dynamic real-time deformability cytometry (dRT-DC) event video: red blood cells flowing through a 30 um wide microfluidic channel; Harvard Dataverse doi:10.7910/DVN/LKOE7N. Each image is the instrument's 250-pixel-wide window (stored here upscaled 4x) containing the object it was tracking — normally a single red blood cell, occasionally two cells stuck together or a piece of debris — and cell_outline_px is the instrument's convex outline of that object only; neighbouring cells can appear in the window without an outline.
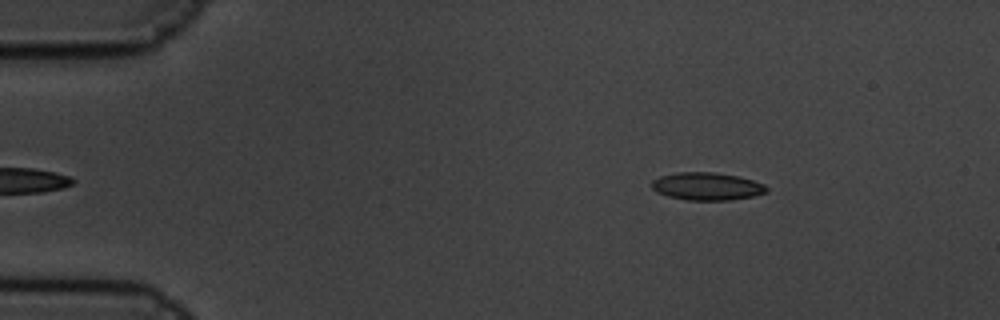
{"species": "common noctule bat (a hibernating species)", "species_latin": "Nyctalus noctula", "temperature_condition": "cold", "stored_images_in_passage": 55, "camera_frame_rate_fps": 3000, "um_per_image_px": 0.085, "animal": {"sex": "male", "body_mass_g": 19.5, "forearm_length_mm": 54.6}, "frame": {"image": 1, "passage_image": 4, "time_ms": 1.0, "image_size_px": [1000, 320], "cell_outline_px": [[768, 192], [752, 196], [728, 200], [688, 200], [668, 196], [656, 192], [652, 188], [652, 180], [660, 176], [676, 172], [712, 172], [736, 176], [752, 180], [764, 184], [768, 188]], "centroid_in_image_um": [60.07, 15.83], "position_along_channel_um": 24.9, "area_um2": 18.44}}
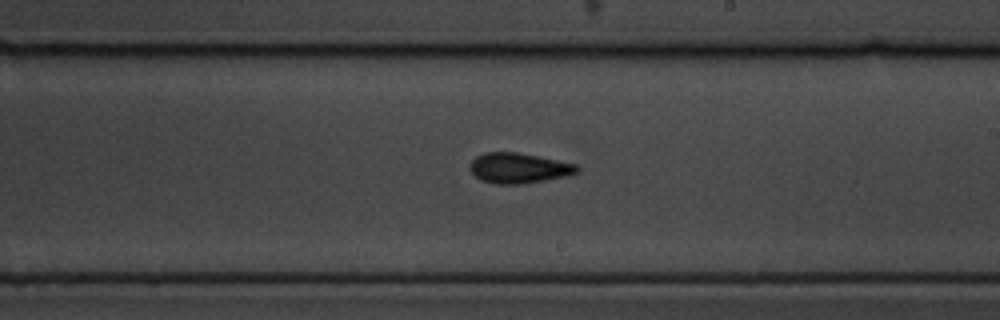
{"frame": {"image": 2, "passage_image": 30, "time_ms": 9.667, "image_size_px": [1000, 320], "cell_outline_px": [[580, 172], [568, 176], [524, 184], [496, 184], [480, 180], [468, 168], [468, 164], [476, 156], [484, 152], [516, 152], [576, 164], [580, 168]], "centroid_in_image_um": [44.08, 14.29], "position_along_channel_um": 244.9, "area_um2": 19.07}}
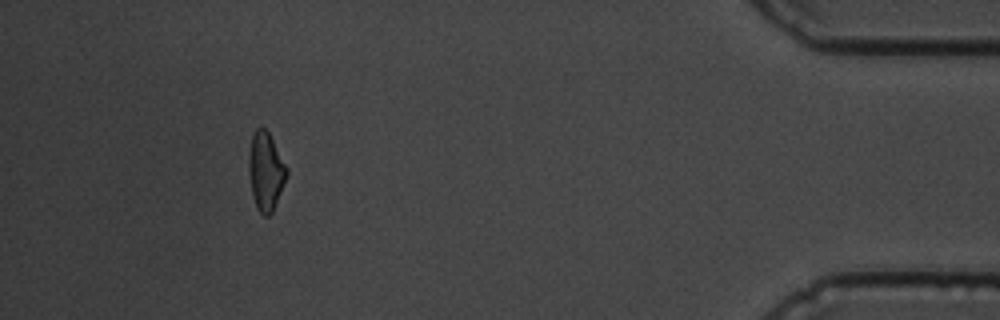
{"frame": {"image": 3, "passage_image": 50, "time_ms": 16.333, "image_size_px": [1000, 320], "cell_outline_px": [[288, 172], [272, 212], [268, 216], [264, 216], [260, 212], [256, 204], [252, 192], [248, 172], [248, 160], [252, 136], [256, 128], [264, 128], [268, 132], [288, 168]], "centroid_in_image_um": [22.58, 14.54], "position_along_channel_um": 412.6, "area_um2": 16.88}, "authors_computed_cell_mechanics": {"area_um2": 18.2648, "velocity_mm_per_s": 3.3691, "shape_relaxation_time_tau1_ms": 3.0664, "shape_relaxation_time_tau2_ms": 2.7603, "deformation_change_tau1": 0.105, "deformation_change_tau2": 0.1085}}